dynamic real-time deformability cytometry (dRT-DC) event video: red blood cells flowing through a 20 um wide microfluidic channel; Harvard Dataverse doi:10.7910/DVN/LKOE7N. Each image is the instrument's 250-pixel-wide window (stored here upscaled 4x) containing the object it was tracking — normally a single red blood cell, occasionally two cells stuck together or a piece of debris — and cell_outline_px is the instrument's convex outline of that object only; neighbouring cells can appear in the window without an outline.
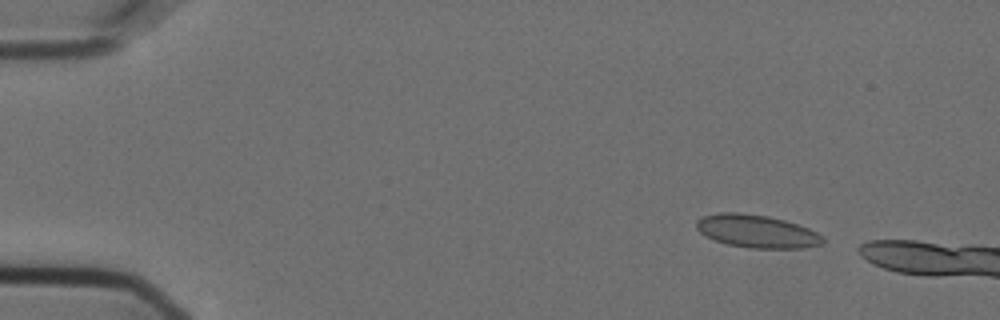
{"species": "Egyptian fruit bat (a non-hibernating species)", "species_latin": "Rousettus aegyptiacus", "temperature_condition": "cold", "stored_images_in_passage": 12, "camera_frame_rate_fps": 3000, "um_per_image_px": 0.085, "animal": {"sex": "female"}, "frame": {"image": 1, "passage_image": 1, "time_ms": 0.0, "image_size_px": [1000, 320], "cell_outline_px": [[824, 240], [820, 244], [804, 248], [752, 248], [728, 244], [704, 236], [696, 228], [696, 220], [704, 216], [720, 212], [740, 212], [768, 216], [784, 220], [808, 228], [824, 236]], "centroid_in_image_um": [64.31, 19.65], "position_along_channel_um": 20.7, "area_um2": 24.16}}